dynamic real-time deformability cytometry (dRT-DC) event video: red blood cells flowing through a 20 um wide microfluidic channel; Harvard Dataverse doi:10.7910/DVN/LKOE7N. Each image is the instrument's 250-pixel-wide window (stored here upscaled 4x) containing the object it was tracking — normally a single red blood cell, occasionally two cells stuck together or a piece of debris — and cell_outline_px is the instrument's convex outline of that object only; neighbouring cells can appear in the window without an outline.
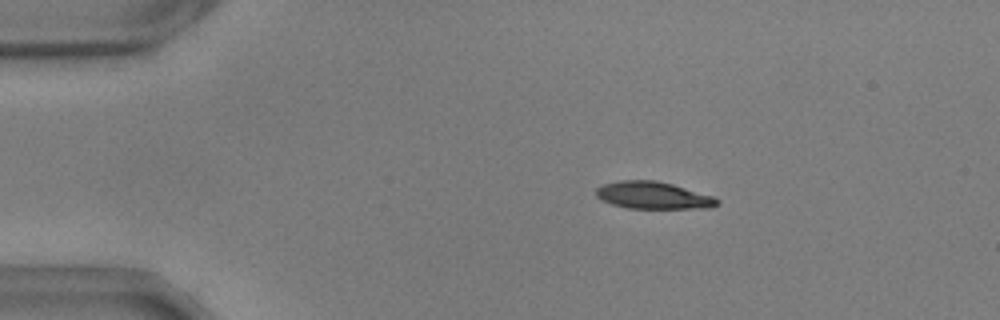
{"species": "common noctule bat (a hibernating species)", "species_latin": "Nyctalus noctula", "temperature_condition": "warm", "stored_images_in_passage": 49, "camera_frame_rate_fps": 3000, "um_per_image_px": 0.085, "animal": {"sex": "male", "body_mass_g": 17.9, "forearm_length_mm": 54.2}, "frame": {"image": 1, "passage_image": 4, "time_ms": 1.0, "image_size_px": [1000, 320], "cell_outline_px": [[720, 204], [712, 208], [628, 208], [612, 204], [596, 196], [596, 188], [604, 184], [620, 180], [656, 180], [672, 184], [716, 196], [720, 200]], "centroid_in_image_um": [55.59, 16.6], "position_along_channel_um": 29.4, "area_um2": 19.31}}
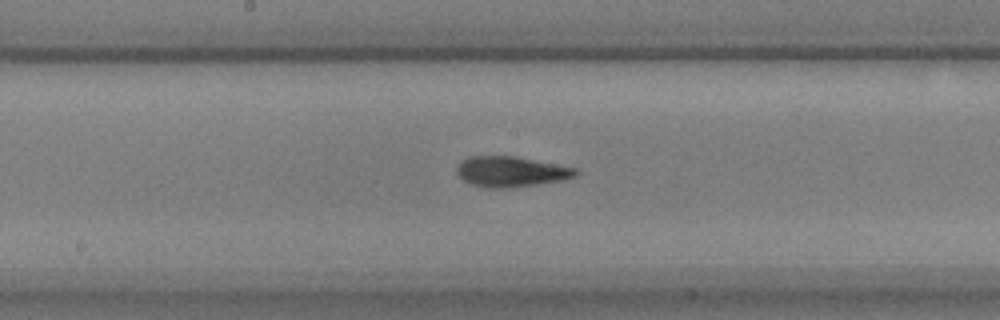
{"frame": {"image": 2, "passage_image": 23, "time_ms": 7.333, "image_size_px": [1000, 320], "cell_outline_px": [[580, 172], [576, 176], [560, 180], [508, 188], [484, 188], [472, 184], [464, 180], [456, 172], [456, 168], [460, 160], [468, 156], [516, 156], [576, 168]], "centroid_in_image_um": [43.39, 14.58], "position_along_channel_um": 204.8, "area_um2": 21.04}}
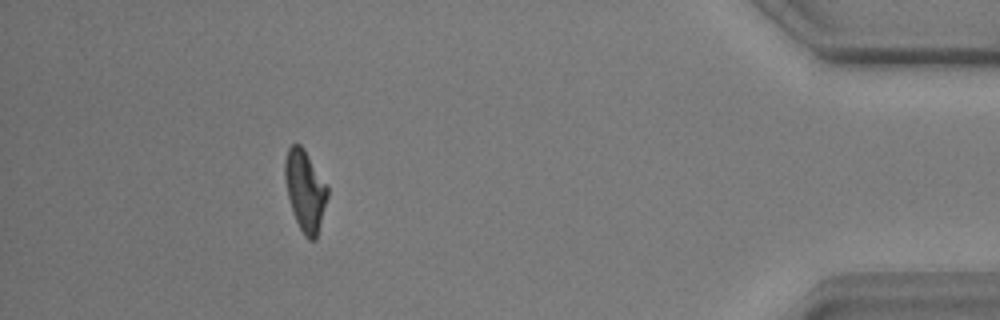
{"frame": {"image": 3, "passage_image": 44, "time_ms": 14.333, "image_size_px": [1000, 320], "cell_outline_px": [[328, 196], [316, 240], [308, 240], [304, 236], [296, 220], [288, 196], [284, 180], [284, 160], [288, 148], [292, 144], [300, 144], [304, 148], [328, 184]], "centroid_in_image_um": [25.94, 16.17], "position_along_channel_um": 409.3, "area_um2": 20.29}, "authors_computed_cell_mechanics": {"area_um2": 20.4034, "velocity_mm_per_s": 3.6653, "shape_relaxation_time_tau1_ms": 6.6908, "shape_relaxation_time_tau2_ms": 2.5405, "deformation_change_tau1": 0.2325, "deformation_change_tau2": 0.0939}}